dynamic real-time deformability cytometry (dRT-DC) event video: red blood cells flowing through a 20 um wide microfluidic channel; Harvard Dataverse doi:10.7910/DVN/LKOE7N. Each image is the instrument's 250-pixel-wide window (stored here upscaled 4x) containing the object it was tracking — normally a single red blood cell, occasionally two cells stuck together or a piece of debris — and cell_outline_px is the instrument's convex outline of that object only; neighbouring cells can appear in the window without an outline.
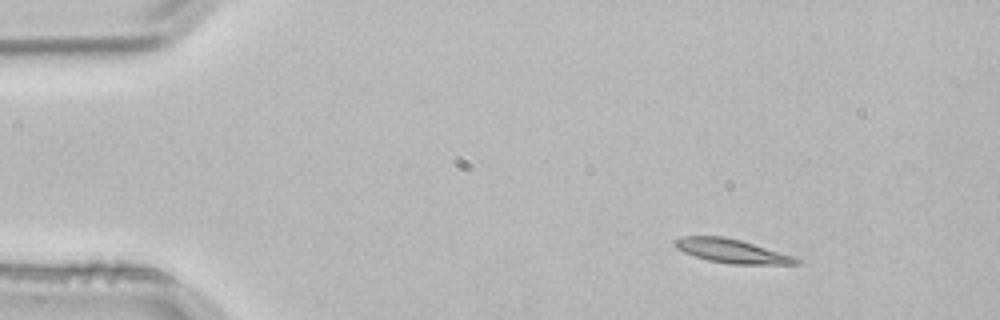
{"species": "common noctule bat (a hibernating species)", "species_latin": "Nyctalus noctula", "temperature_condition": "room temperature", "stored_images_in_passage": 3, "camera_frame_rate_fps": 3000, "um_per_image_px": 0.085, "animal": {"sex": "male", "body_mass_g": 21.5, "forearm_length_mm": 52.0}, "frame": {"image": 1, "passage_image": 1, "time_ms": 0.0, "image_size_px": [1000, 320], "cell_outline_px": [[800, 264], [728, 264], [708, 260], [684, 252], [676, 248], [672, 244], [672, 240], [684, 236], [724, 236], [740, 240], [792, 256], [800, 260]], "centroid_in_image_um": [62.13, 21.33], "position_along_channel_um": 22.9, "area_um2": 16.7}}